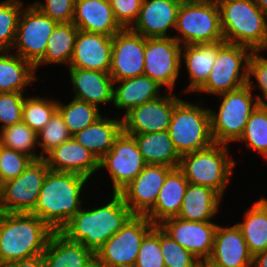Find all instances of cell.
I'll return each instance as SVG.
<instances>
[{"instance_id": "1", "label": "cell", "mask_w": 267, "mask_h": 267, "mask_svg": "<svg viewBox=\"0 0 267 267\" xmlns=\"http://www.w3.org/2000/svg\"><path fill=\"white\" fill-rule=\"evenodd\" d=\"M112 200L95 209L82 208L60 230L68 240L82 243L96 252L133 216L119 193L112 194Z\"/></svg>"}, {"instance_id": "2", "label": "cell", "mask_w": 267, "mask_h": 267, "mask_svg": "<svg viewBox=\"0 0 267 267\" xmlns=\"http://www.w3.org/2000/svg\"><path fill=\"white\" fill-rule=\"evenodd\" d=\"M87 180L77 173L49 170L36 206L30 213L38 216L54 232H60L82 208L80 195Z\"/></svg>"}, {"instance_id": "3", "label": "cell", "mask_w": 267, "mask_h": 267, "mask_svg": "<svg viewBox=\"0 0 267 267\" xmlns=\"http://www.w3.org/2000/svg\"><path fill=\"white\" fill-rule=\"evenodd\" d=\"M54 231L38 216L27 213L0 214V267L43 254Z\"/></svg>"}, {"instance_id": "4", "label": "cell", "mask_w": 267, "mask_h": 267, "mask_svg": "<svg viewBox=\"0 0 267 267\" xmlns=\"http://www.w3.org/2000/svg\"><path fill=\"white\" fill-rule=\"evenodd\" d=\"M226 43L252 51L267 49V15L254 0H224L218 4Z\"/></svg>"}, {"instance_id": "5", "label": "cell", "mask_w": 267, "mask_h": 267, "mask_svg": "<svg viewBox=\"0 0 267 267\" xmlns=\"http://www.w3.org/2000/svg\"><path fill=\"white\" fill-rule=\"evenodd\" d=\"M227 152V145L213 143L205 149L182 155L179 169L189 184L210 187L223 196L236 165Z\"/></svg>"}, {"instance_id": "6", "label": "cell", "mask_w": 267, "mask_h": 267, "mask_svg": "<svg viewBox=\"0 0 267 267\" xmlns=\"http://www.w3.org/2000/svg\"><path fill=\"white\" fill-rule=\"evenodd\" d=\"M252 87L251 80H247L245 86L220 94L223 97L218 113L209 109L214 143L227 145L242 136L251 113L259 105L258 100L253 98Z\"/></svg>"}, {"instance_id": "7", "label": "cell", "mask_w": 267, "mask_h": 267, "mask_svg": "<svg viewBox=\"0 0 267 267\" xmlns=\"http://www.w3.org/2000/svg\"><path fill=\"white\" fill-rule=\"evenodd\" d=\"M168 132L180 156L205 149L214 143L209 109L182 99L175 104Z\"/></svg>"}, {"instance_id": "8", "label": "cell", "mask_w": 267, "mask_h": 267, "mask_svg": "<svg viewBox=\"0 0 267 267\" xmlns=\"http://www.w3.org/2000/svg\"><path fill=\"white\" fill-rule=\"evenodd\" d=\"M175 29L181 36H173L180 44L195 45L224 41L218 4L183 0Z\"/></svg>"}, {"instance_id": "9", "label": "cell", "mask_w": 267, "mask_h": 267, "mask_svg": "<svg viewBox=\"0 0 267 267\" xmlns=\"http://www.w3.org/2000/svg\"><path fill=\"white\" fill-rule=\"evenodd\" d=\"M251 53L252 50L246 46L218 41L215 64L206 84L199 92L220 95L245 86Z\"/></svg>"}, {"instance_id": "10", "label": "cell", "mask_w": 267, "mask_h": 267, "mask_svg": "<svg viewBox=\"0 0 267 267\" xmlns=\"http://www.w3.org/2000/svg\"><path fill=\"white\" fill-rule=\"evenodd\" d=\"M153 227L146 216L133 215L96 252V261L107 267H134L142 240Z\"/></svg>"}, {"instance_id": "11", "label": "cell", "mask_w": 267, "mask_h": 267, "mask_svg": "<svg viewBox=\"0 0 267 267\" xmlns=\"http://www.w3.org/2000/svg\"><path fill=\"white\" fill-rule=\"evenodd\" d=\"M58 22L40 12L33 4L20 12L16 39V54L35 66L45 54L48 39Z\"/></svg>"}, {"instance_id": "12", "label": "cell", "mask_w": 267, "mask_h": 267, "mask_svg": "<svg viewBox=\"0 0 267 267\" xmlns=\"http://www.w3.org/2000/svg\"><path fill=\"white\" fill-rule=\"evenodd\" d=\"M49 167L44 158L33 160L15 179L1 185V206L6 213H30L36 206Z\"/></svg>"}, {"instance_id": "13", "label": "cell", "mask_w": 267, "mask_h": 267, "mask_svg": "<svg viewBox=\"0 0 267 267\" xmlns=\"http://www.w3.org/2000/svg\"><path fill=\"white\" fill-rule=\"evenodd\" d=\"M181 47L173 37L146 38L144 75L172 92L180 73Z\"/></svg>"}, {"instance_id": "14", "label": "cell", "mask_w": 267, "mask_h": 267, "mask_svg": "<svg viewBox=\"0 0 267 267\" xmlns=\"http://www.w3.org/2000/svg\"><path fill=\"white\" fill-rule=\"evenodd\" d=\"M146 165L134 137L123 131L112 149L99 160V169L107 168L110 174L113 193H119Z\"/></svg>"}, {"instance_id": "15", "label": "cell", "mask_w": 267, "mask_h": 267, "mask_svg": "<svg viewBox=\"0 0 267 267\" xmlns=\"http://www.w3.org/2000/svg\"><path fill=\"white\" fill-rule=\"evenodd\" d=\"M146 37L130 28H122L112 39L109 71L113 81L144 75Z\"/></svg>"}, {"instance_id": "16", "label": "cell", "mask_w": 267, "mask_h": 267, "mask_svg": "<svg viewBox=\"0 0 267 267\" xmlns=\"http://www.w3.org/2000/svg\"><path fill=\"white\" fill-rule=\"evenodd\" d=\"M166 96L132 108L122 119L123 132L126 134H145L168 131L175 104L180 100L168 91Z\"/></svg>"}, {"instance_id": "17", "label": "cell", "mask_w": 267, "mask_h": 267, "mask_svg": "<svg viewBox=\"0 0 267 267\" xmlns=\"http://www.w3.org/2000/svg\"><path fill=\"white\" fill-rule=\"evenodd\" d=\"M169 166L146 165L143 170L119 194L133 215L145 216L155 205Z\"/></svg>"}, {"instance_id": "18", "label": "cell", "mask_w": 267, "mask_h": 267, "mask_svg": "<svg viewBox=\"0 0 267 267\" xmlns=\"http://www.w3.org/2000/svg\"><path fill=\"white\" fill-rule=\"evenodd\" d=\"M159 226L200 261H207L211 257L218 226L212 221H187L173 217L164 220Z\"/></svg>"}, {"instance_id": "19", "label": "cell", "mask_w": 267, "mask_h": 267, "mask_svg": "<svg viewBox=\"0 0 267 267\" xmlns=\"http://www.w3.org/2000/svg\"><path fill=\"white\" fill-rule=\"evenodd\" d=\"M113 36L78 30L69 68L109 73Z\"/></svg>"}, {"instance_id": "20", "label": "cell", "mask_w": 267, "mask_h": 267, "mask_svg": "<svg viewBox=\"0 0 267 267\" xmlns=\"http://www.w3.org/2000/svg\"><path fill=\"white\" fill-rule=\"evenodd\" d=\"M183 0H143L138 17L130 29L146 38L170 37L167 31L175 28Z\"/></svg>"}, {"instance_id": "21", "label": "cell", "mask_w": 267, "mask_h": 267, "mask_svg": "<svg viewBox=\"0 0 267 267\" xmlns=\"http://www.w3.org/2000/svg\"><path fill=\"white\" fill-rule=\"evenodd\" d=\"M250 254L240 228L217 226L211 257L207 260L214 267H252Z\"/></svg>"}, {"instance_id": "22", "label": "cell", "mask_w": 267, "mask_h": 267, "mask_svg": "<svg viewBox=\"0 0 267 267\" xmlns=\"http://www.w3.org/2000/svg\"><path fill=\"white\" fill-rule=\"evenodd\" d=\"M49 170L72 172L89 178L99 169L97 158L73 137L44 157Z\"/></svg>"}, {"instance_id": "23", "label": "cell", "mask_w": 267, "mask_h": 267, "mask_svg": "<svg viewBox=\"0 0 267 267\" xmlns=\"http://www.w3.org/2000/svg\"><path fill=\"white\" fill-rule=\"evenodd\" d=\"M72 23L79 30L108 36L122 29L110 3L102 0H75Z\"/></svg>"}, {"instance_id": "24", "label": "cell", "mask_w": 267, "mask_h": 267, "mask_svg": "<svg viewBox=\"0 0 267 267\" xmlns=\"http://www.w3.org/2000/svg\"><path fill=\"white\" fill-rule=\"evenodd\" d=\"M76 99L96 107L113 101L114 81L109 73L81 68H69Z\"/></svg>"}, {"instance_id": "25", "label": "cell", "mask_w": 267, "mask_h": 267, "mask_svg": "<svg viewBox=\"0 0 267 267\" xmlns=\"http://www.w3.org/2000/svg\"><path fill=\"white\" fill-rule=\"evenodd\" d=\"M42 257L46 267H90L96 260L94 252L60 232L51 235Z\"/></svg>"}, {"instance_id": "26", "label": "cell", "mask_w": 267, "mask_h": 267, "mask_svg": "<svg viewBox=\"0 0 267 267\" xmlns=\"http://www.w3.org/2000/svg\"><path fill=\"white\" fill-rule=\"evenodd\" d=\"M188 181L179 169H173L166 177L154 207L145 215L154 225L178 217Z\"/></svg>"}, {"instance_id": "27", "label": "cell", "mask_w": 267, "mask_h": 267, "mask_svg": "<svg viewBox=\"0 0 267 267\" xmlns=\"http://www.w3.org/2000/svg\"><path fill=\"white\" fill-rule=\"evenodd\" d=\"M221 198L210 187L188 184L178 217L187 221H210L218 212Z\"/></svg>"}, {"instance_id": "28", "label": "cell", "mask_w": 267, "mask_h": 267, "mask_svg": "<svg viewBox=\"0 0 267 267\" xmlns=\"http://www.w3.org/2000/svg\"><path fill=\"white\" fill-rule=\"evenodd\" d=\"M184 50V51H183ZM218 55V42L183 45L181 56L184 58L190 84L187 91L198 92L207 82Z\"/></svg>"}, {"instance_id": "29", "label": "cell", "mask_w": 267, "mask_h": 267, "mask_svg": "<svg viewBox=\"0 0 267 267\" xmlns=\"http://www.w3.org/2000/svg\"><path fill=\"white\" fill-rule=\"evenodd\" d=\"M122 131V119L101 117L72 137L99 161L112 149L115 139Z\"/></svg>"}, {"instance_id": "30", "label": "cell", "mask_w": 267, "mask_h": 267, "mask_svg": "<svg viewBox=\"0 0 267 267\" xmlns=\"http://www.w3.org/2000/svg\"><path fill=\"white\" fill-rule=\"evenodd\" d=\"M115 84L120 85L114 88L113 103L115 107L126 110L125 114L138 105L160 97L162 87L146 75L116 81Z\"/></svg>"}, {"instance_id": "31", "label": "cell", "mask_w": 267, "mask_h": 267, "mask_svg": "<svg viewBox=\"0 0 267 267\" xmlns=\"http://www.w3.org/2000/svg\"><path fill=\"white\" fill-rule=\"evenodd\" d=\"M128 135L136 140L146 164L179 168L181 156L174 147L168 131Z\"/></svg>"}, {"instance_id": "32", "label": "cell", "mask_w": 267, "mask_h": 267, "mask_svg": "<svg viewBox=\"0 0 267 267\" xmlns=\"http://www.w3.org/2000/svg\"><path fill=\"white\" fill-rule=\"evenodd\" d=\"M0 52V93H23L25 86L37 80L35 67L17 54Z\"/></svg>"}, {"instance_id": "33", "label": "cell", "mask_w": 267, "mask_h": 267, "mask_svg": "<svg viewBox=\"0 0 267 267\" xmlns=\"http://www.w3.org/2000/svg\"><path fill=\"white\" fill-rule=\"evenodd\" d=\"M240 228L252 256L267 250V199L261 198L244 213Z\"/></svg>"}, {"instance_id": "34", "label": "cell", "mask_w": 267, "mask_h": 267, "mask_svg": "<svg viewBox=\"0 0 267 267\" xmlns=\"http://www.w3.org/2000/svg\"><path fill=\"white\" fill-rule=\"evenodd\" d=\"M78 30L72 22L58 23L48 39L44 57L34 66L35 71L43 63L70 64Z\"/></svg>"}, {"instance_id": "35", "label": "cell", "mask_w": 267, "mask_h": 267, "mask_svg": "<svg viewBox=\"0 0 267 267\" xmlns=\"http://www.w3.org/2000/svg\"><path fill=\"white\" fill-rule=\"evenodd\" d=\"M57 110L72 136L102 117L98 107L76 98L66 105L58 102Z\"/></svg>"}, {"instance_id": "36", "label": "cell", "mask_w": 267, "mask_h": 267, "mask_svg": "<svg viewBox=\"0 0 267 267\" xmlns=\"http://www.w3.org/2000/svg\"><path fill=\"white\" fill-rule=\"evenodd\" d=\"M0 131V145L25 153L34 160L40 159V155L32 152L38 144L37 133L23 121Z\"/></svg>"}, {"instance_id": "37", "label": "cell", "mask_w": 267, "mask_h": 267, "mask_svg": "<svg viewBox=\"0 0 267 267\" xmlns=\"http://www.w3.org/2000/svg\"><path fill=\"white\" fill-rule=\"evenodd\" d=\"M238 141H245L247 147L257 150L267 159V107H256Z\"/></svg>"}, {"instance_id": "38", "label": "cell", "mask_w": 267, "mask_h": 267, "mask_svg": "<svg viewBox=\"0 0 267 267\" xmlns=\"http://www.w3.org/2000/svg\"><path fill=\"white\" fill-rule=\"evenodd\" d=\"M58 101L45 97L25 98L22 106V121L38 133L57 110Z\"/></svg>"}, {"instance_id": "39", "label": "cell", "mask_w": 267, "mask_h": 267, "mask_svg": "<svg viewBox=\"0 0 267 267\" xmlns=\"http://www.w3.org/2000/svg\"><path fill=\"white\" fill-rule=\"evenodd\" d=\"M23 6L20 0L0 2V51H10L13 48Z\"/></svg>"}, {"instance_id": "40", "label": "cell", "mask_w": 267, "mask_h": 267, "mask_svg": "<svg viewBox=\"0 0 267 267\" xmlns=\"http://www.w3.org/2000/svg\"><path fill=\"white\" fill-rule=\"evenodd\" d=\"M72 138L63 117L58 110L54 112L50 121L37 133V142L43 149L40 152V159L44 158L55 147ZM41 139V141H40Z\"/></svg>"}, {"instance_id": "41", "label": "cell", "mask_w": 267, "mask_h": 267, "mask_svg": "<svg viewBox=\"0 0 267 267\" xmlns=\"http://www.w3.org/2000/svg\"><path fill=\"white\" fill-rule=\"evenodd\" d=\"M160 246L165 267H199L200 260L160 227Z\"/></svg>"}, {"instance_id": "42", "label": "cell", "mask_w": 267, "mask_h": 267, "mask_svg": "<svg viewBox=\"0 0 267 267\" xmlns=\"http://www.w3.org/2000/svg\"><path fill=\"white\" fill-rule=\"evenodd\" d=\"M134 267H165L159 225H154L142 240Z\"/></svg>"}, {"instance_id": "43", "label": "cell", "mask_w": 267, "mask_h": 267, "mask_svg": "<svg viewBox=\"0 0 267 267\" xmlns=\"http://www.w3.org/2000/svg\"><path fill=\"white\" fill-rule=\"evenodd\" d=\"M33 160L25 153L0 145V184L18 177Z\"/></svg>"}, {"instance_id": "44", "label": "cell", "mask_w": 267, "mask_h": 267, "mask_svg": "<svg viewBox=\"0 0 267 267\" xmlns=\"http://www.w3.org/2000/svg\"><path fill=\"white\" fill-rule=\"evenodd\" d=\"M25 97L23 93L3 92L0 93V122L1 129L22 121V106Z\"/></svg>"}, {"instance_id": "45", "label": "cell", "mask_w": 267, "mask_h": 267, "mask_svg": "<svg viewBox=\"0 0 267 267\" xmlns=\"http://www.w3.org/2000/svg\"><path fill=\"white\" fill-rule=\"evenodd\" d=\"M45 2L42 4L37 1L33 5L44 15L58 23L72 22L75 0H46Z\"/></svg>"}, {"instance_id": "46", "label": "cell", "mask_w": 267, "mask_h": 267, "mask_svg": "<svg viewBox=\"0 0 267 267\" xmlns=\"http://www.w3.org/2000/svg\"><path fill=\"white\" fill-rule=\"evenodd\" d=\"M260 51H252L248 60V80H251L252 76L255 77L257 83L254 87L259 85L263 92V98L260 95H256L259 105L267 107V59L259 56ZM264 99V100H263Z\"/></svg>"}, {"instance_id": "47", "label": "cell", "mask_w": 267, "mask_h": 267, "mask_svg": "<svg viewBox=\"0 0 267 267\" xmlns=\"http://www.w3.org/2000/svg\"><path fill=\"white\" fill-rule=\"evenodd\" d=\"M143 0H111L115 20L122 28H130L136 21Z\"/></svg>"}, {"instance_id": "48", "label": "cell", "mask_w": 267, "mask_h": 267, "mask_svg": "<svg viewBox=\"0 0 267 267\" xmlns=\"http://www.w3.org/2000/svg\"><path fill=\"white\" fill-rule=\"evenodd\" d=\"M1 267H46V265L42 255H40L20 261H15L6 265H2Z\"/></svg>"}, {"instance_id": "49", "label": "cell", "mask_w": 267, "mask_h": 267, "mask_svg": "<svg viewBox=\"0 0 267 267\" xmlns=\"http://www.w3.org/2000/svg\"><path fill=\"white\" fill-rule=\"evenodd\" d=\"M252 267H267V250L253 256Z\"/></svg>"}, {"instance_id": "50", "label": "cell", "mask_w": 267, "mask_h": 267, "mask_svg": "<svg viewBox=\"0 0 267 267\" xmlns=\"http://www.w3.org/2000/svg\"><path fill=\"white\" fill-rule=\"evenodd\" d=\"M254 2L267 15V0H254Z\"/></svg>"}, {"instance_id": "51", "label": "cell", "mask_w": 267, "mask_h": 267, "mask_svg": "<svg viewBox=\"0 0 267 267\" xmlns=\"http://www.w3.org/2000/svg\"><path fill=\"white\" fill-rule=\"evenodd\" d=\"M195 1L219 4L224 0H195Z\"/></svg>"}, {"instance_id": "52", "label": "cell", "mask_w": 267, "mask_h": 267, "mask_svg": "<svg viewBox=\"0 0 267 267\" xmlns=\"http://www.w3.org/2000/svg\"><path fill=\"white\" fill-rule=\"evenodd\" d=\"M199 267H214L207 261H200Z\"/></svg>"}, {"instance_id": "53", "label": "cell", "mask_w": 267, "mask_h": 267, "mask_svg": "<svg viewBox=\"0 0 267 267\" xmlns=\"http://www.w3.org/2000/svg\"><path fill=\"white\" fill-rule=\"evenodd\" d=\"M90 267H107V266H104L100 263H98L96 260L93 262V264L90 266Z\"/></svg>"}, {"instance_id": "54", "label": "cell", "mask_w": 267, "mask_h": 267, "mask_svg": "<svg viewBox=\"0 0 267 267\" xmlns=\"http://www.w3.org/2000/svg\"><path fill=\"white\" fill-rule=\"evenodd\" d=\"M2 206H1V184H0V214L2 213Z\"/></svg>"}, {"instance_id": "55", "label": "cell", "mask_w": 267, "mask_h": 267, "mask_svg": "<svg viewBox=\"0 0 267 267\" xmlns=\"http://www.w3.org/2000/svg\"><path fill=\"white\" fill-rule=\"evenodd\" d=\"M102 1H105V2H108V3H110V2H111V0H102Z\"/></svg>"}]
</instances>
